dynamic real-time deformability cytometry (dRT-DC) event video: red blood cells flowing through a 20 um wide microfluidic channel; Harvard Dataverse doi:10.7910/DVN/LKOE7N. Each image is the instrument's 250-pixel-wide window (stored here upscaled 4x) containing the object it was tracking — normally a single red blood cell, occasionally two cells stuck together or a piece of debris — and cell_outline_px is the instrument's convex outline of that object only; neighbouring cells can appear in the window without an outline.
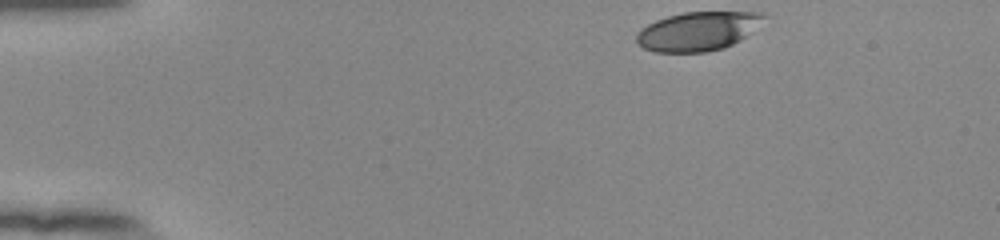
{"species": "human", "species_latin": "Homo sapiens", "temperature_condition": "room temperature", "stored_images_in_passage": 46, "camera_frame_rate_fps": 3000, "um_per_image_px": 0.085, "donor": {"sex": "female"}, "frame": {"image": 1, "passage_image": 1, "time_ms": 0.0, "image_size_px": [1000, 240], "cell_outline_px": [[768, 16], [740, 40], [724, 48], [704, 52], [656, 52], [644, 48], [636, 44], [636, 36], [640, 28], [656, 20], [668, 16], [684, 12], [764, 12]], "centroid_in_image_um": [59.29, 2.65], "position_along_channel_um": 25.7, "area_um2": 28.78}}
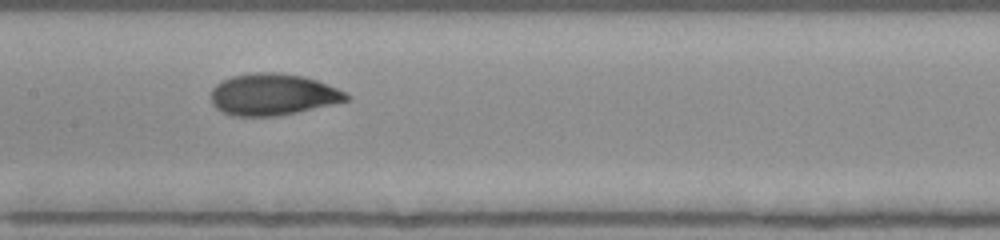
{"frame": {"image": 2, "passage_image": 20, "time_ms": 6.333, "image_size_px": [1000, 240], "cell_outline_px": [[352, 100], [296, 112], [276, 116], [232, 116], [220, 112], [212, 104], [212, 88], [216, 84], [232, 76], [256, 72], [276, 72], [304, 76], [316, 80], [336, 88], [352, 96]], "centroid_in_image_um": [23.2, 8.04], "position_along_channel_um": 184.2, "area_um2": 32.89}}
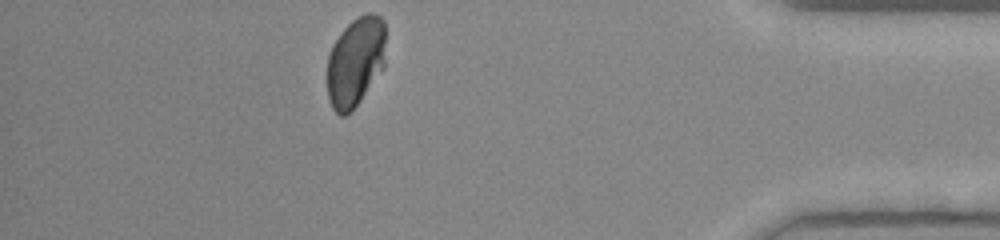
{"frame": {"image": 3, "passage_image": 40, "time_ms": 13.0, "image_size_px": [1000, 240], "cell_outline_px": [[384, 68], [360, 100], [344, 116], [340, 116], [332, 108], [328, 100], [328, 56], [332, 44], [340, 32], [352, 20], [368, 12], [376, 12], [384, 20]], "centroid_in_image_um": [30.21, 5.22], "position_along_channel_um": 405.0, "area_um2": 30.52}, "authors_computed_cell_mechanics": {"area_um2": 32.0501, "velocity_mm_per_s": 3.8964, "shape_relaxation_time_tau1_ms": 5.6346, "shape_relaxation_time_tau2_ms": null, "deformation_change_tau1": 0.1483, "deformation_change_tau2": null}}